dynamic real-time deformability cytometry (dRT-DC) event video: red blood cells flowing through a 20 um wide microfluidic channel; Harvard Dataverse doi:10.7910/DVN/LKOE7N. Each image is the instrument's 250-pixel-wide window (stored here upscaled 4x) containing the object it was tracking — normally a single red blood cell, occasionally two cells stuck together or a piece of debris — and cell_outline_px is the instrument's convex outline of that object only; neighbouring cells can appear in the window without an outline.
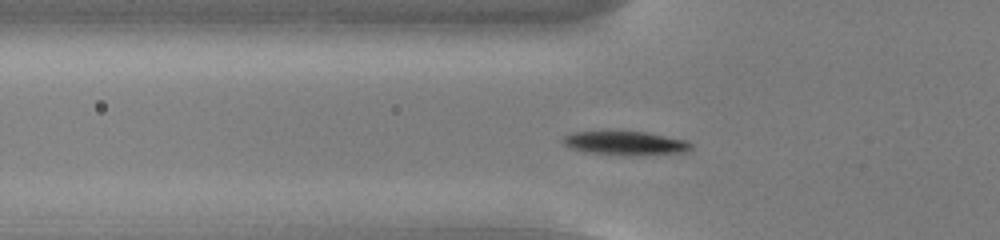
{"species": "common noctule bat (a hibernating species)", "species_latin": "Nyctalus noctula", "temperature_condition": "cold", "stored_images_in_passage": 49, "camera_frame_rate_fps": 3000, "um_per_image_px": 0.085, "animal": {"sex": "male", "body_mass_g": 13.0, "forearm_length_mm": 53.1}, "frame": {"image": 1, "passage_image": 13, "time_ms": 4.0, "image_size_px": [1000, 240], "cell_outline_px": [[692, 148], [684, 152], [628, 156], [624, 156], [584, 152], [572, 148], [564, 144], [560, 140], [564, 136], [576, 132], [648, 132], [688, 140], [692, 144]], "centroid_in_image_um": [53.18, 12.18], "position_along_channel_um": 72.6, "area_um2": 17.86}}
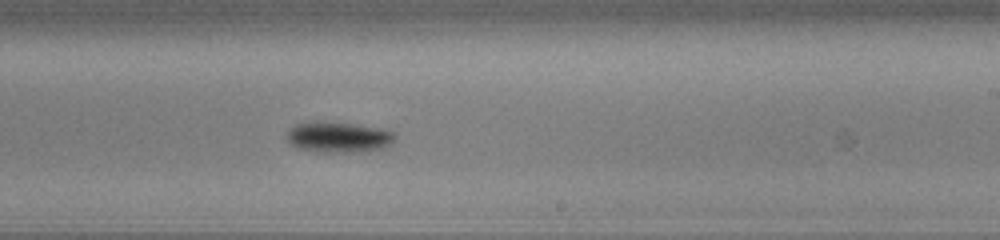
{"frame": {"image": 2, "passage_image": 28, "time_ms": 9.0, "image_size_px": [1000, 240], "cell_outline_px": [[396, 136], [392, 144], [384, 148], [360, 152], [316, 152], [300, 148], [292, 144], [284, 136], [288, 128], [296, 124], [312, 120], [352, 124], [380, 128], [392, 132]], "centroid_in_image_um": [28.73, 11.65], "position_along_channel_um": 260.3, "area_um2": 19.59}}
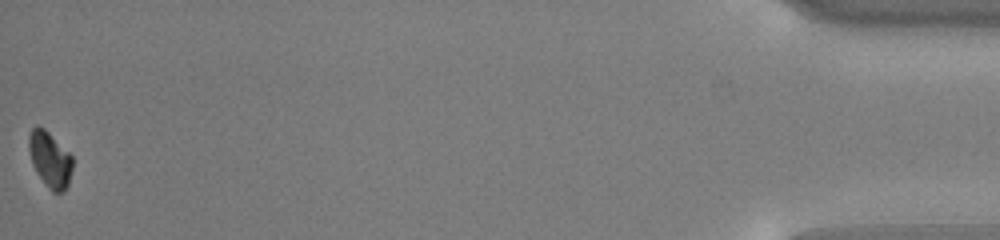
{"frame": {"image": 3, "passage_image": 49, "time_ms": 16.0, "image_size_px": [1000, 240], "cell_outline_px": [[72, 168], [68, 184], [64, 192], [52, 192], [48, 188], [36, 172], [32, 164], [28, 148], [28, 136], [32, 128], [36, 124], [44, 128], [72, 156]], "centroid_in_image_um": [4.22, 13.55], "position_along_channel_um": 431.0, "area_um2": 14.16}, "authors_computed_cell_mechanics": {"area_um2": 16.8198, "velocity_mm_per_s": 3.7675, "shape_relaxation_time_tau1_ms": 1.2919, "shape_relaxation_time_tau2_ms": null, "deformation_change_tau1": 0.1213, "deformation_change_tau2": null}}